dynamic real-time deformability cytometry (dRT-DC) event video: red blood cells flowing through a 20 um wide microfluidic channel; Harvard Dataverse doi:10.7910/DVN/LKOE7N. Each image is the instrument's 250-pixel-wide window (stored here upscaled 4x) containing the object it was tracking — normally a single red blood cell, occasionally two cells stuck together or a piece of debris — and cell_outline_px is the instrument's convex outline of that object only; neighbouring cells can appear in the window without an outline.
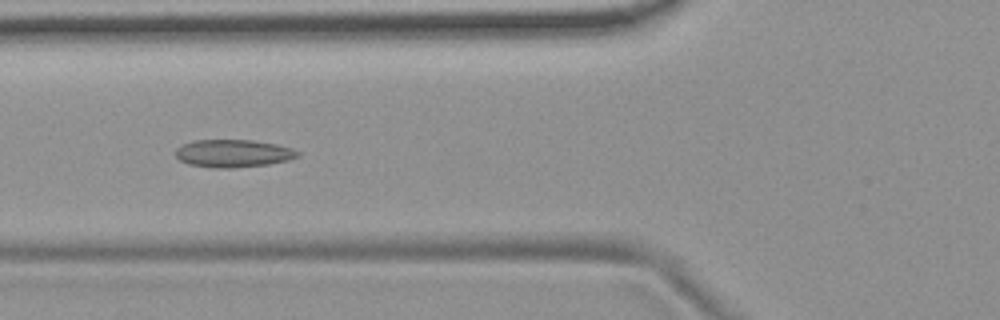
{"species": "common noctule bat (a hibernating species)", "species_latin": "Nyctalus noctula", "temperature_condition": "room temperature", "stored_images_in_passage": 53, "camera_frame_rate_fps": 3000, "um_per_image_px": 0.085, "animal": {"sex": "female", "body_mass_g": 19.9}, "frame": {"image": 1, "passage_image": 20, "time_ms": 6.333, "image_size_px": [1000, 320], "cell_outline_px": [[300, 156], [288, 160], [268, 164], [232, 168], [212, 168], [188, 164], [180, 160], [176, 156], [176, 148], [192, 140], [252, 140], [276, 144], [292, 148], [300, 152]], "centroid_in_image_um": [19.83, 13.04], "position_along_channel_um": 106.0, "area_um2": 19.77}}
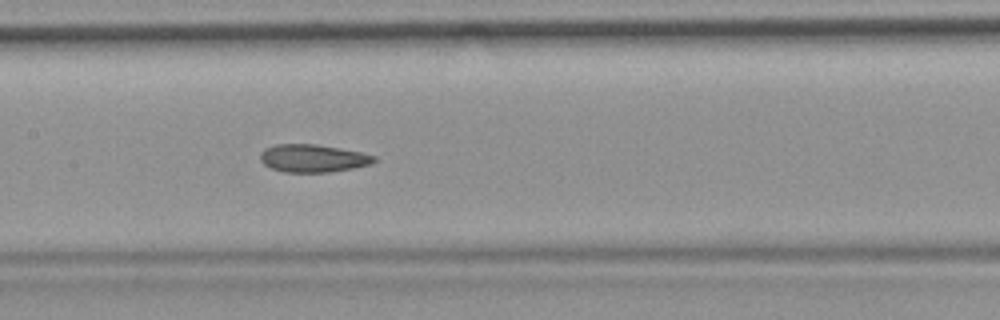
{"frame": {"image": 2, "passage_image": 26, "time_ms": 8.333, "image_size_px": [1000, 320], "cell_outline_px": [[380, 160], [372, 164], [352, 168], [328, 172], [284, 172], [272, 168], [264, 164], [260, 160], [260, 152], [264, 148], [276, 144], [316, 144], [340, 148], [360, 152], [376, 156]], "centroid_in_image_um": [26.62, 13.45], "position_along_channel_um": 180.8, "area_um2": 18.55}}
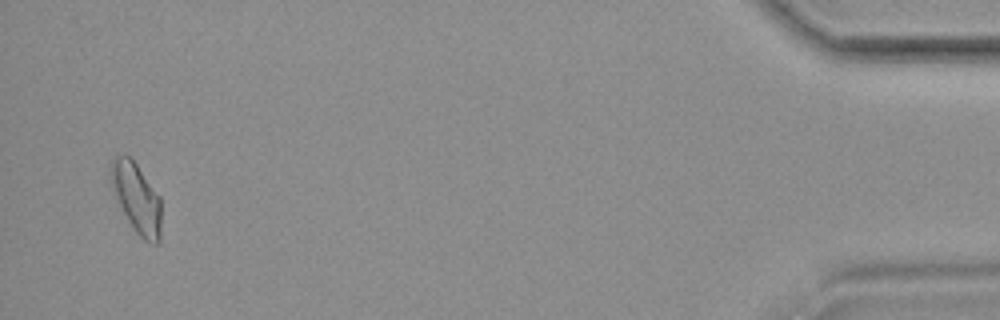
{"frame": {"image": 3, "passage_image": 52, "time_ms": 17.0, "image_size_px": [1000, 320], "cell_outline_px": [[160, 244], [156, 244], [144, 240], [136, 232], [128, 220], [120, 204], [112, 184], [112, 160], [116, 156], [128, 156], [136, 164], [160, 196]], "centroid_in_image_um": [11.66, 16.87], "position_along_channel_um": 423.5, "area_um2": 19.65}, "authors_computed_cell_mechanics": {"area_um2": 19.2474, "velocity_mm_per_s": 3.7378, "shape_relaxation_time_tau1_ms": null, "shape_relaxation_time_tau2_ms": 1.5667, "deformation_change_tau1": null, "deformation_change_tau2": 0.0793}}